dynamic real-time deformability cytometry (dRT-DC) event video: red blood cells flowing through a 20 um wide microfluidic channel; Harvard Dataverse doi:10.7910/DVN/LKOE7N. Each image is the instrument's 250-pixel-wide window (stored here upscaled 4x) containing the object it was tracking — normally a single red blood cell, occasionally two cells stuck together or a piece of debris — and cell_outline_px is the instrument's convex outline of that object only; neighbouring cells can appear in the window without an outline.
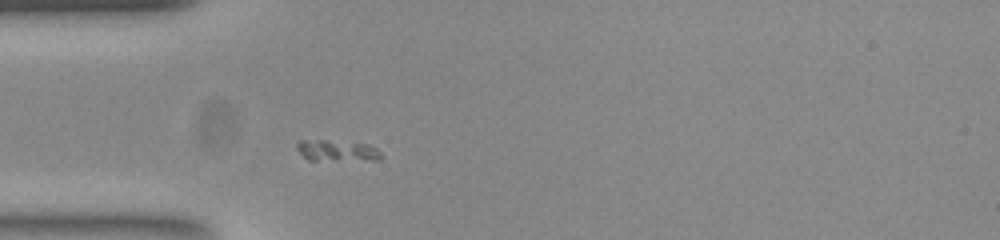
{"species": "common noctule bat (a hibernating species)", "species_latin": "Nyctalus noctula", "temperature_condition": "room temperature", "stored_images_in_passage": 43, "camera_frame_rate_fps": 3000, "um_per_image_px": 0.085, "animal": {"sex": "female", "body_mass_g": 23.0, "forearm_length_mm": 53.4}, "frame": {"image": 1, "passage_image": 5, "time_ms": 1.333, "image_size_px": [1000, 240], "cell_outline_px": [[380, 160], [308, 160], [296, 148], [296, 144], [300, 140], [324, 140], [368, 144], [376, 148], [380, 152]], "centroid_in_image_um": [28.64, 12.81], "position_along_channel_um": 56.4, "area_um2": 10.29}}